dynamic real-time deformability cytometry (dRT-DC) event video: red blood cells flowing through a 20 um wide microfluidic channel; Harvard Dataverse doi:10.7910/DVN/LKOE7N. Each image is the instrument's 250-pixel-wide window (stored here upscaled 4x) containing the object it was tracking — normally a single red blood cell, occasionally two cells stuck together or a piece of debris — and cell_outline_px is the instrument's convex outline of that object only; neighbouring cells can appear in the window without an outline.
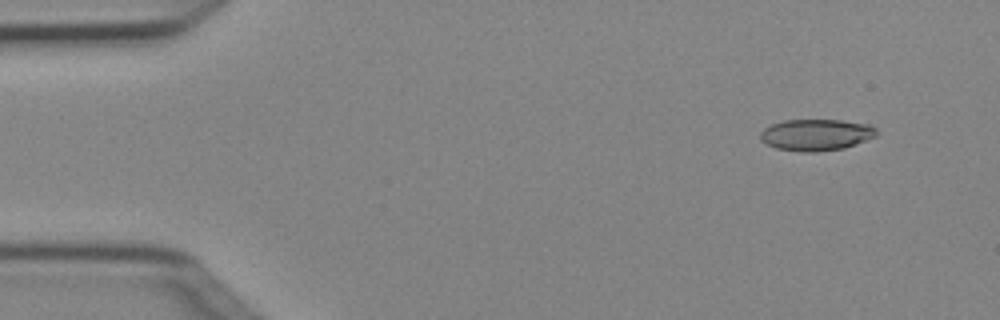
{"species": "Egyptian fruit bat (a non-hibernating species)", "species_latin": "Rousettus aegyptiacus", "temperature_condition": "cold", "stored_images_in_passage": 9, "camera_frame_rate_fps": 3000, "um_per_image_px": 0.085, "animal": {"sex": "female"}, "frame": {"image": 1, "passage_image": 2, "time_ms": 0.333, "image_size_px": [1000, 320], "cell_outline_px": [[876, 136], [856, 144], [844, 148], [816, 152], [800, 152], [776, 148], [760, 140], [760, 132], [764, 128], [772, 124], [784, 120], [840, 120], [872, 124], [876, 128]], "centroid_in_image_um": [69.38, 11.46], "position_along_channel_um": 15.6, "area_um2": 21.44}}
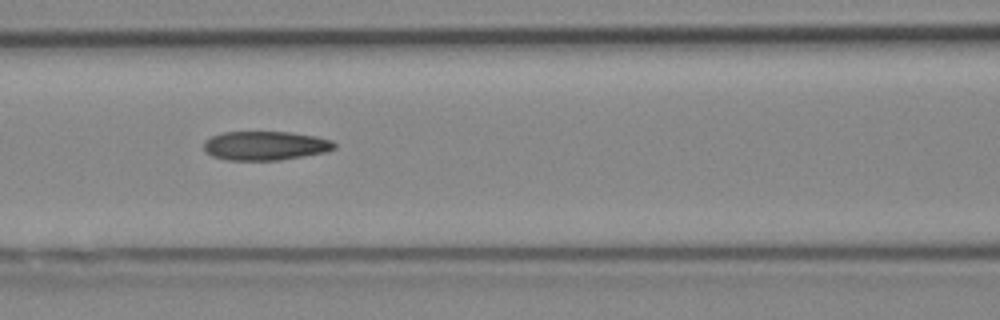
{"frame": {"image": 2, "passage_image": 7, "time_ms": 2.0, "image_size_px": [1000, 320], "cell_outline_px": [[336, 148], [328, 152], [280, 160], [228, 160], [212, 156], [204, 152], [204, 140], [212, 136], [224, 132], [288, 132], [316, 136], [332, 140], [336, 144]], "centroid_in_image_um": [22.56, 12.39], "position_along_channel_um": 144.0, "area_um2": 22.25}}
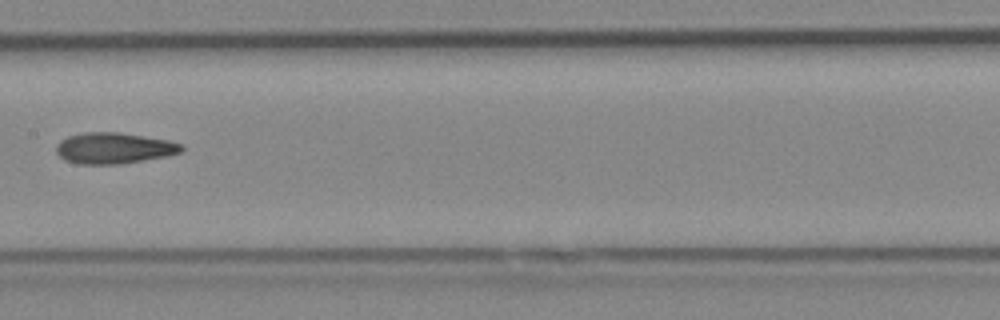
{"frame": {"image": 3, "passage_image": 8, "time_ms": 2.333, "image_size_px": [1000, 320], "cell_outline_px": [[184, 148], [180, 152], [168, 156], [120, 164], [80, 164], [64, 160], [56, 152], [56, 144], [60, 140], [68, 136], [84, 132], [120, 132], [168, 140], [184, 144]], "centroid_in_image_um": [9.68, 12.59], "position_along_channel_um": 197.7, "area_um2": 22.83}}